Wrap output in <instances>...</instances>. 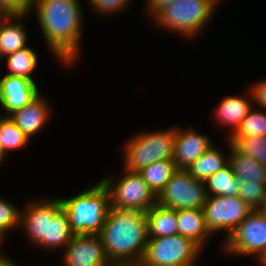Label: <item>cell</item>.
<instances>
[{"label": "cell", "mask_w": 266, "mask_h": 266, "mask_svg": "<svg viewBox=\"0 0 266 266\" xmlns=\"http://www.w3.org/2000/svg\"><path fill=\"white\" fill-rule=\"evenodd\" d=\"M238 196L253 210H259L266 198V185L243 181Z\"/></svg>", "instance_id": "cell-30"}, {"label": "cell", "mask_w": 266, "mask_h": 266, "mask_svg": "<svg viewBox=\"0 0 266 266\" xmlns=\"http://www.w3.org/2000/svg\"><path fill=\"white\" fill-rule=\"evenodd\" d=\"M7 236H5L1 231H0V244L4 243L3 241H6Z\"/></svg>", "instance_id": "cell-40"}, {"label": "cell", "mask_w": 266, "mask_h": 266, "mask_svg": "<svg viewBox=\"0 0 266 266\" xmlns=\"http://www.w3.org/2000/svg\"><path fill=\"white\" fill-rule=\"evenodd\" d=\"M123 171L120 178L108 175L101 180L110 193V208L147 212L157 196L138 172Z\"/></svg>", "instance_id": "cell-7"}, {"label": "cell", "mask_w": 266, "mask_h": 266, "mask_svg": "<svg viewBox=\"0 0 266 266\" xmlns=\"http://www.w3.org/2000/svg\"><path fill=\"white\" fill-rule=\"evenodd\" d=\"M202 210L208 230L225 232L224 240L253 211L239 196H207Z\"/></svg>", "instance_id": "cell-10"}, {"label": "cell", "mask_w": 266, "mask_h": 266, "mask_svg": "<svg viewBox=\"0 0 266 266\" xmlns=\"http://www.w3.org/2000/svg\"><path fill=\"white\" fill-rule=\"evenodd\" d=\"M1 247H3L2 244H0V264L8 258L6 254L3 253V249Z\"/></svg>", "instance_id": "cell-38"}, {"label": "cell", "mask_w": 266, "mask_h": 266, "mask_svg": "<svg viewBox=\"0 0 266 266\" xmlns=\"http://www.w3.org/2000/svg\"><path fill=\"white\" fill-rule=\"evenodd\" d=\"M110 266H144L141 262L138 263H114Z\"/></svg>", "instance_id": "cell-35"}, {"label": "cell", "mask_w": 266, "mask_h": 266, "mask_svg": "<svg viewBox=\"0 0 266 266\" xmlns=\"http://www.w3.org/2000/svg\"><path fill=\"white\" fill-rule=\"evenodd\" d=\"M252 104V105H251ZM253 97L248 88V95L225 96L215 107L214 119L216 123L224 128H230L226 135L231 136L238 128L242 120L247 116L253 107Z\"/></svg>", "instance_id": "cell-16"}, {"label": "cell", "mask_w": 266, "mask_h": 266, "mask_svg": "<svg viewBox=\"0 0 266 266\" xmlns=\"http://www.w3.org/2000/svg\"><path fill=\"white\" fill-rule=\"evenodd\" d=\"M73 233L70 229L68 217L64 209L62 208L50 221L49 229V251L51 250H64L66 245L73 237Z\"/></svg>", "instance_id": "cell-26"}, {"label": "cell", "mask_w": 266, "mask_h": 266, "mask_svg": "<svg viewBox=\"0 0 266 266\" xmlns=\"http://www.w3.org/2000/svg\"><path fill=\"white\" fill-rule=\"evenodd\" d=\"M226 155L225 152L223 153L222 150L212 145L186 170L196 180L205 182L229 163V156Z\"/></svg>", "instance_id": "cell-21"}, {"label": "cell", "mask_w": 266, "mask_h": 266, "mask_svg": "<svg viewBox=\"0 0 266 266\" xmlns=\"http://www.w3.org/2000/svg\"><path fill=\"white\" fill-rule=\"evenodd\" d=\"M266 136V111L253 106L229 137Z\"/></svg>", "instance_id": "cell-28"}, {"label": "cell", "mask_w": 266, "mask_h": 266, "mask_svg": "<svg viewBox=\"0 0 266 266\" xmlns=\"http://www.w3.org/2000/svg\"><path fill=\"white\" fill-rule=\"evenodd\" d=\"M222 244L224 253L253 255L262 264L266 260V215L260 210L251 211Z\"/></svg>", "instance_id": "cell-8"}, {"label": "cell", "mask_w": 266, "mask_h": 266, "mask_svg": "<svg viewBox=\"0 0 266 266\" xmlns=\"http://www.w3.org/2000/svg\"><path fill=\"white\" fill-rule=\"evenodd\" d=\"M21 209L0 197V231L6 236L11 230L20 228Z\"/></svg>", "instance_id": "cell-29"}, {"label": "cell", "mask_w": 266, "mask_h": 266, "mask_svg": "<svg viewBox=\"0 0 266 266\" xmlns=\"http://www.w3.org/2000/svg\"><path fill=\"white\" fill-rule=\"evenodd\" d=\"M176 170L175 162L171 159L152 163L142 168L138 173L158 197Z\"/></svg>", "instance_id": "cell-24"}, {"label": "cell", "mask_w": 266, "mask_h": 266, "mask_svg": "<svg viewBox=\"0 0 266 266\" xmlns=\"http://www.w3.org/2000/svg\"><path fill=\"white\" fill-rule=\"evenodd\" d=\"M81 0H29L45 43L60 64H74L81 53L83 12Z\"/></svg>", "instance_id": "cell-1"}, {"label": "cell", "mask_w": 266, "mask_h": 266, "mask_svg": "<svg viewBox=\"0 0 266 266\" xmlns=\"http://www.w3.org/2000/svg\"><path fill=\"white\" fill-rule=\"evenodd\" d=\"M176 216L178 235L192 239L204 250V246H206L205 244H207L208 238H210L212 234L206 226L203 210H176Z\"/></svg>", "instance_id": "cell-18"}, {"label": "cell", "mask_w": 266, "mask_h": 266, "mask_svg": "<svg viewBox=\"0 0 266 266\" xmlns=\"http://www.w3.org/2000/svg\"><path fill=\"white\" fill-rule=\"evenodd\" d=\"M229 164L232 167L234 175L243 181H249L256 184L266 185V167L259 164L252 157L239 152L229 141Z\"/></svg>", "instance_id": "cell-19"}, {"label": "cell", "mask_w": 266, "mask_h": 266, "mask_svg": "<svg viewBox=\"0 0 266 266\" xmlns=\"http://www.w3.org/2000/svg\"><path fill=\"white\" fill-rule=\"evenodd\" d=\"M100 15H113L124 11L129 6L126 0H91L88 4Z\"/></svg>", "instance_id": "cell-31"}, {"label": "cell", "mask_w": 266, "mask_h": 266, "mask_svg": "<svg viewBox=\"0 0 266 266\" xmlns=\"http://www.w3.org/2000/svg\"><path fill=\"white\" fill-rule=\"evenodd\" d=\"M0 140L6 155L13 149L25 148L30 143V139L18 128L10 117L4 115H0Z\"/></svg>", "instance_id": "cell-25"}, {"label": "cell", "mask_w": 266, "mask_h": 266, "mask_svg": "<svg viewBox=\"0 0 266 266\" xmlns=\"http://www.w3.org/2000/svg\"><path fill=\"white\" fill-rule=\"evenodd\" d=\"M264 215H266V198L264 199V202L262 206L259 209Z\"/></svg>", "instance_id": "cell-39"}, {"label": "cell", "mask_w": 266, "mask_h": 266, "mask_svg": "<svg viewBox=\"0 0 266 266\" xmlns=\"http://www.w3.org/2000/svg\"><path fill=\"white\" fill-rule=\"evenodd\" d=\"M206 199L205 183L193 178L186 169H177L157 197V203L174 210L202 209Z\"/></svg>", "instance_id": "cell-9"}, {"label": "cell", "mask_w": 266, "mask_h": 266, "mask_svg": "<svg viewBox=\"0 0 266 266\" xmlns=\"http://www.w3.org/2000/svg\"><path fill=\"white\" fill-rule=\"evenodd\" d=\"M250 90L253 103L255 102V107L258 105V108L266 110V79L253 83V85L250 86Z\"/></svg>", "instance_id": "cell-33"}, {"label": "cell", "mask_w": 266, "mask_h": 266, "mask_svg": "<svg viewBox=\"0 0 266 266\" xmlns=\"http://www.w3.org/2000/svg\"><path fill=\"white\" fill-rule=\"evenodd\" d=\"M202 251L192 239L178 234L148 238L141 263L144 266H196Z\"/></svg>", "instance_id": "cell-6"}, {"label": "cell", "mask_w": 266, "mask_h": 266, "mask_svg": "<svg viewBox=\"0 0 266 266\" xmlns=\"http://www.w3.org/2000/svg\"><path fill=\"white\" fill-rule=\"evenodd\" d=\"M63 266H110L99 235H73L62 251Z\"/></svg>", "instance_id": "cell-12"}, {"label": "cell", "mask_w": 266, "mask_h": 266, "mask_svg": "<svg viewBox=\"0 0 266 266\" xmlns=\"http://www.w3.org/2000/svg\"><path fill=\"white\" fill-rule=\"evenodd\" d=\"M0 266H17V265L12 259L7 258L4 262L0 264Z\"/></svg>", "instance_id": "cell-36"}, {"label": "cell", "mask_w": 266, "mask_h": 266, "mask_svg": "<svg viewBox=\"0 0 266 266\" xmlns=\"http://www.w3.org/2000/svg\"><path fill=\"white\" fill-rule=\"evenodd\" d=\"M146 218L148 238L178 234L176 210L156 203L146 212Z\"/></svg>", "instance_id": "cell-20"}, {"label": "cell", "mask_w": 266, "mask_h": 266, "mask_svg": "<svg viewBox=\"0 0 266 266\" xmlns=\"http://www.w3.org/2000/svg\"><path fill=\"white\" fill-rule=\"evenodd\" d=\"M261 266H266V260L261 264Z\"/></svg>", "instance_id": "cell-42"}, {"label": "cell", "mask_w": 266, "mask_h": 266, "mask_svg": "<svg viewBox=\"0 0 266 266\" xmlns=\"http://www.w3.org/2000/svg\"><path fill=\"white\" fill-rule=\"evenodd\" d=\"M74 235H99L110 210V193L100 181L70 198H60Z\"/></svg>", "instance_id": "cell-3"}, {"label": "cell", "mask_w": 266, "mask_h": 266, "mask_svg": "<svg viewBox=\"0 0 266 266\" xmlns=\"http://www.w3.org/2000/svg\"><path fill=\"white\" fill-rule=\"evenodd\" d=\"M175 0H146L145 10L148 17L154 18L162 9L169 6Z\"/></svg>", "instance_id": "cell-34"}, {"label": "cell", "mask_w": 266, "mask_h": 266, "mask_svg": "<svg viewBox=\"0 0 266 266\" xmlns=\"http://www.w3.org/2000/svg\"><path fill=\"white\" fill-rule=\"evenodd\" d=\"M6 154L2 145V142L0 140V162H3L6 159Z\"/></svg>", "instance_id": "cell-37"}, {"label": "cell", "mask_w": 266, "mask_h": 266, "mask_svg": "<svg viewBox=\"0 0 266 266\" xmlns=\"http://www.w3.org/2000/svg\"><path fill=\"white\" fill-rule=\"evenodd\" d=\"M175 127L141 131L123 145L124 169L138 172L161 160H171L174 154Z\"/></svg>", "instance_id": "cell-5"}, {"label": "cell", "mask_w": 266, "mask_h": 266, "mask_svg": "<svg viewBox=\"0 0 266 266\" xmlns=\"http://www.w3.org/2000/svg\"><path fill=\"white\" fill-rule=\"evenodd\" d=\"M50 108L48 101L39 94L26 106L10 113L8 116L31 139L48 123L51 115Z\"/></svg>", "instance_id": "cell-15"}, {"label": "cell", "mask_w": 266, "mask_h": 266, "mask_svg": "<svg viewBox=\"0 0 266 266\" xmlns=\"http://www.w3.org/2000/svg\"><path fill=\"white\" fill-rule=\"evenodd\" d=\"M207 196H238L242 181L238 179L228 163L205 182Z\"/></svg>", "instance_id": "cell-22"}, {"label": "cell", "mask_w": 266, "mask_h": 266, "mask_svg": "<svg viewBox=\"0 0 266 266\" xmlns=\"http://www.w3.org/2000/svg\"><path fill=\"white\" fill-rule=\"evenodd\" d=\"M21 209L20 229L31 245L49 251L50 221L62 209L60 198L35 199Z\"/></svg>", "instance_id": "cell-11"}, {"label": "cell", "mask_w": 266, "mask_h": 266, "mask_svg": "<svg viewBox=\"0 0 266 266\" xmlns=\"http://www.w3.org/2000/svg\"><path fill=\"white\" fill-rule=\"evenodd\" d=\"M222 0H175L153 19L156 26L194 39L209 24ZM211 19V20H210Z\"/></svg>", "instance_id": "cell-4"}, {"label": "cell", "mask_w": 266, "mask_h": 266, "mask_svg": "<svg viewBox=\"0 0 266 266\" xmlns=\"http://www.w3.org/2000/svg\"><path fill=\"white\" fill-rule=\"evenodd\" d=\"M30 12L19 15H5L0 23V60L8 54L27 47L28 34L22 19ZM18 21V22H17Z\"/></svg>", "instance_id": "cell-17"}, {"label": "cell", "mask_w": 266, "mask_h": 266, "mask_svg": "<svg viewBox=\"0 0 266 266\" xmlns=\"http://www.w3.org/2000/svg\"><path fill=\"white\" fill-rule=\"evenodd\" d=\"M5 16V14H2V13H0V23H1V20H2V18Z\"/></svg>", "instance_id": "cell-41"}, {"label": "cell", "mask_w": 266, "mask_h": 266, "mask_svg": "<svg viewBox=\"0 0 266 266\" xmlns=\"http://www.w3.org/2000/svg\"><path fill=\"white\" fill-rule=\"evenodd\" d=\"M227 138L239 152L252 157L266 167V136Z\"/></svg>", "instance_id": "cell-27"}, {"label": "cell", "mask_w": 266, "mask_h": 266, "mask_svg": "<svg viewBox=\"0 0 266 266\" xmlns=\"http://www.w3.org/2000/svg\"><path fill=\"white\" fill-rule=\"evenodd\" d=\"M5 58L8 70L6 73L7 75L21 76L35 82L32 74L34 70L37 69L39 59L33 48L27 46L14 53L8 54L3 59Z\"/></svg>", "instance_id": "cell-23"}, {"label": "cell", "mask_w": 266, "mask_h": 266, "mask_svg": "<svg viewBox=\"0 0 266 266\" xmlns=\"http://www.w3.org/2000/svg\"><path fill=\"white\" fill-rule=\"evenodd\" d=\"M40 94L37 82L4 74L0 79V106L4 116L21 109Z\"/></svg>", "instance_id": "cell-13"}, {"label": "cell", "mask_w": 266, "mask_h": 266, "mask_svg": "<svg viewBox=\"0 0 266 266\" xmlns=\"http://www.w3.org/2000/svg\"><path fill=\"white\" fill-rule=\"evenodd\" d=\"M29 0H0V13L19 15L28 12Z\"/></svg>", "instance_id": "cell-32"}, {"label": "cell", "mask_w": 266, "mask_h": 266, "mask_svg": "<svg viewBox=\"0 0 266 266\" xmlns=\"http://www.w3.org/2000/svg\"><path fill=\"white\" fill-rule=\"evenodd\" d=\"M99 236L111 264L141 262L148 242L146 212L110 208Z\"/></svg>", "instance_id": "cell-2"}, {"label": "cell", "mask_w": 266, "mask_h": 266, "mask_svg": "<svg viewBox=\"0 0 266 266\" xmlns=\"http://www.w3.org/2000/svg\"><path fill=\"white\" fill-rule=\"evenodd\" d=\"M175 128V143L173 161L177 169H187L213 144L208 135L197 132L189 126L188 129Z\"/></svg>", "instance_id": "cell-14"}]
</instances>
